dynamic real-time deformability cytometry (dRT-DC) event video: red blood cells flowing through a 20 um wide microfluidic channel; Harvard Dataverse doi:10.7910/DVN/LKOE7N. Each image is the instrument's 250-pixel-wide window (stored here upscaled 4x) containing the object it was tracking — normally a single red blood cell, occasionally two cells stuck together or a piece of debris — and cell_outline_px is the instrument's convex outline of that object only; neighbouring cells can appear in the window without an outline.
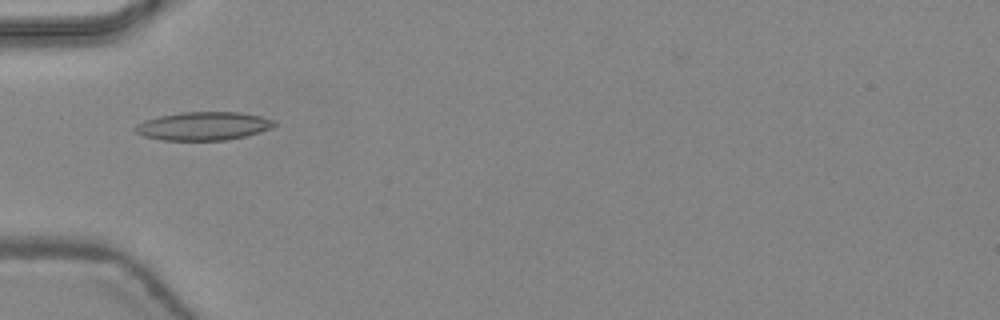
{"species": "common noctule bat (a hibernating species)", "species_latin": "Nyctalus noctula", "temperature_condition": "warm", "stored_images_in_passage": 48, "camera_frame_rate_fps": 3000, "um_per_image_px": 0.085, "animal": {"sex": "female", "body_mass_g": 24.6, "forearm_length_mm": 56.2}, "frame": {"image": 1, "passage_image": 17, "time_ms": 5.333, "image_size_px": [1000, 320], "cell_outline_px": [[276, 124], [272, 128], [244, 136], [228, 140], [164, 140], [144, 136], [136, 132], [132, 128], [136, 124], [144, 120], [160, 116], [180, 112], [240, 112], [260, 116], [276, 120]], "centroid_in_image_um": [17.28, 10.71], "position_along_channel_um": 67.7, "area_um2": 23.0}}
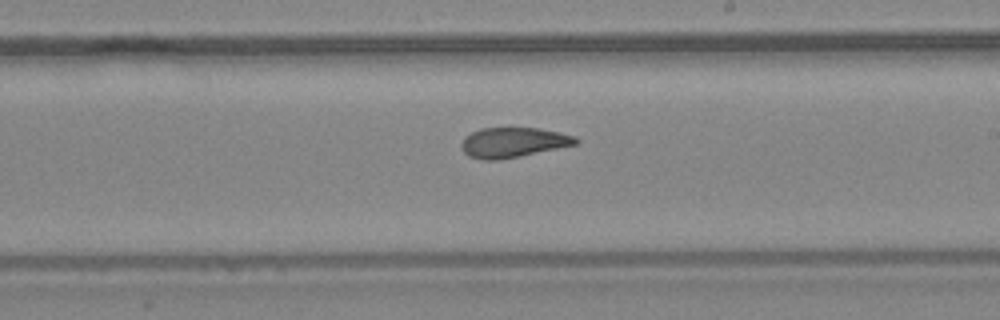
{"frame": {"image": 2, "passage_image": 29, "time_ms": 9.333, "image_size_px": [1000, 320], "cell_outline_px": [[580, 140], [576, 144], [520, 156], [500, 160], [480, 160], [468, 156], [464, 152], [460, 144], [464, 136], [480, 128], [540, 128], [560, 132], [576, 136]], "centroid_in_image_um": [43.6, 12.1], "position_along_channel_um": 245.4, "area_um2": 20.11}}
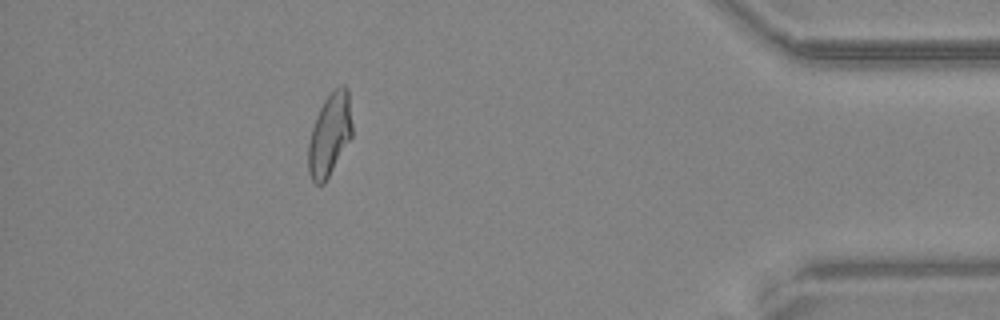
{"frame": {"image": 3, "passage_image": 43, "time_ms": 14.0, "image_size_px": [1000, 320], "cell_outline_px": [[352, 136], [324, 184], [316, 184], [312, 180], [308, 172], [308, 144], [312, 128], [316, 116], [324, 100], [340, 84], [344, 84], [348, 88], [352, 124]], "centroid_in_image_um": [28.02, 11.43], "position_along_channel_um": 407.2, "area_um2": 21.04}, "authors_computed_cell_mechanics": {"area_um2": 21.2126, "velocity_mm_per_s": 4.4677, "shape_relaxation_time_tau1_ms": null, "shape_relaxation_time_tau2_ms": 1.9858, "deformation_change_tau1": null, "deformation_change_tau2": 0.0873}}